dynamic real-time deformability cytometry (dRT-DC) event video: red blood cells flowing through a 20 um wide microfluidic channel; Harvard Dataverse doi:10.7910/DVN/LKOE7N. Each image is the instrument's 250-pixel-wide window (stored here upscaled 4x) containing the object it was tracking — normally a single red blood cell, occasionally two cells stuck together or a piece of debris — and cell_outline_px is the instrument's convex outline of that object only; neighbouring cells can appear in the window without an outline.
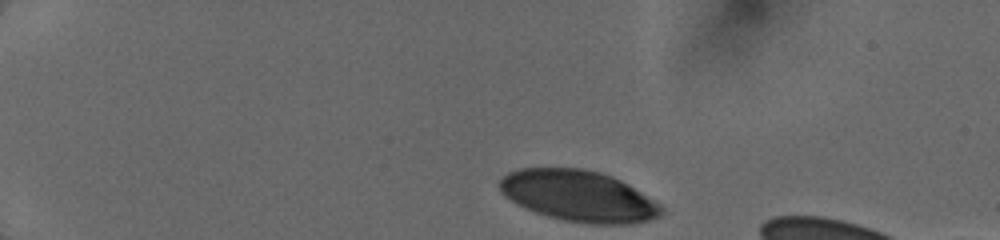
{"species": "human", "species_latin": "Homo sapiens", "temperature_condition": "cold", "stored_images_in_passage": 9, "camera_frame_rate_fps": 3000, "um_per_image_px": 0.085, "donor": {"sex": "female"}, "frame": {"image": 1, "passage_image": 1, "time_ms": 0.0, "image_size_px": [1000, 240], "cell_outline_px": [[664, 212], [660, 216], [652, 220], [632, 224], [588, 224], [564, 220], [548, 216], [524, 208], [516, 204], [504, 196], [500, 192], [500, 180], [508, 172], [520, 168], [584, 168], [600, 172], [612, 176], [628, 184], [660, 204], [664, 208]], "centroid_in_image_um": [49.2, 16.66], "position_along_channel_um": 35.8, "area_um2": 48.44}}
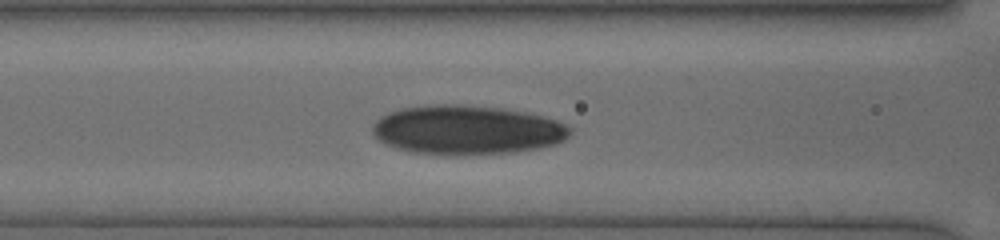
{"frame": {"image": 2, "passage_image": 9, "time_ms": 4.333, "image_size_px": [1000, 240], "cell_outline_px": [[572, 132], [564, 140], [556, 144], [540, 148], [512, 152], [408, 152], [396, 148], [380, 140], [372, 132], [372, 124], [380, 116], [388, 112], [404, 108], [440, 104], [460, 104], [500, 108], [524, 112], [556, 120], [572, 128]], "centroid_in_image_um": [39.7, 11.01], "position_along_channel_um": 126.9, "area_um2": 55.31}}